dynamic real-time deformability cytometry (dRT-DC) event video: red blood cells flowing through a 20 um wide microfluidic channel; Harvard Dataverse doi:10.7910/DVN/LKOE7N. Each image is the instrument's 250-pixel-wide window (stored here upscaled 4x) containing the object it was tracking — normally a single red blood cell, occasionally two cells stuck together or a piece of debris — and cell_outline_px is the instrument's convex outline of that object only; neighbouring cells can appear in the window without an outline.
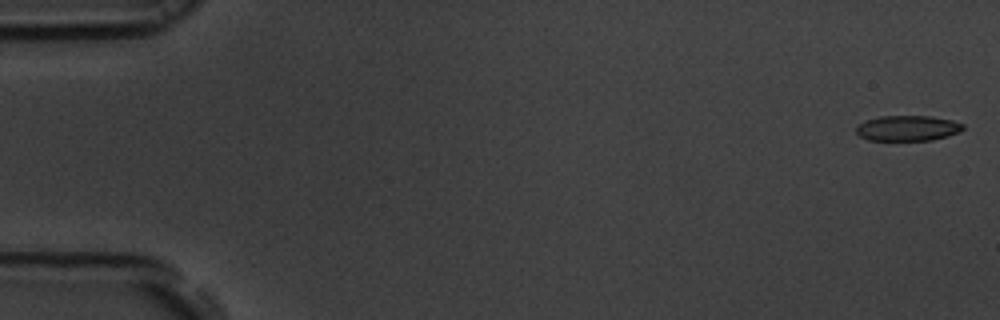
{"species": "common noctule bat (a hibernating species)", "species_latin": "Nyctalus noctula", "temperature_condition": "room temperature", "stored_images_in_passage": 55, "camera_frame_rate_fps": 3000, "um_per_image_px": 0.085, "animal": {"sex": "male", "body_mass_g": 19.5, "forearm_length_mm": 54.6}, "frame": {"image": 1, "passage_image": 1, "time_ms": 0.0, "image_size_px": [1000, 320], "cell_outline_px": [[964, 128], [960, 132], [948, 136], [932, 140], [868, 140], [860, 136], [856, 132], [856, 128], [860, 124], [868, 120], [880, 116], [932, 116], [952, 120], [964, 124]], "centroid_in_image_um": [77.19, 10.89], "position_along_channel_um": 7.8, "area_um2": 15.78}}
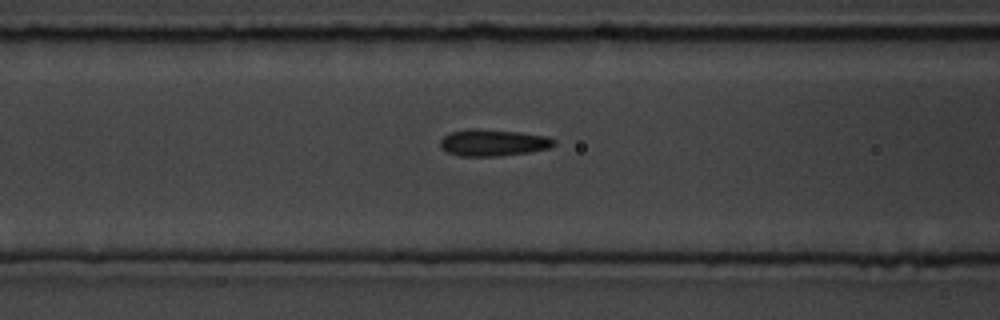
{"frame": {"image": 2, "passage_image": 22, "time_ms": 7.0, "image_size_px": [1000, 320], "cell_outline_px": [[556, 144], [548, 148], [528, 152], [496, 156], [460, 156], [448, 152], [440, 144], [440, 140], [444, 136], [452, 132], [468, 128], [476, 128], [520, 132], [548, 136], [556, 140]], "centroid_in_image_um": [41.94, 12.11], "position_along_channel_um": 124.7, "area_um2": 17.63}}
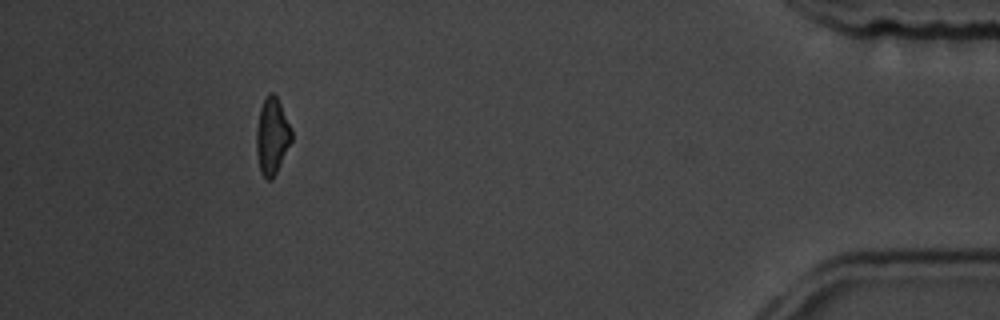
{"frame": {"image": 3, "passage_image": 50, "time_ms": 16.333, "image_size_px": [1000, 320], "cell_outline_px": [[292, 140], [272, 180], [268, 180], [260, 172], [256, 152], [256, 128], [260, 108], [268, 92], [272, 92], [276, 96], [292, 128]], "centroid_in_image_um": [23.11, 11.57], "position_along_channel_um": 412.1, "area_um2": 15.66}, "authors_computed_cell_mechanics": {"area_um2": 16.762, "velocity_mm_per_s": 3.7281, "shape_relaxation_time_tau1_ms": 4.5476, "shape_relaxation_time_tau2_ms": 2.323, "deformation_change_tau1": 0.1105, "deformation_change_tau2": 0.0938}}